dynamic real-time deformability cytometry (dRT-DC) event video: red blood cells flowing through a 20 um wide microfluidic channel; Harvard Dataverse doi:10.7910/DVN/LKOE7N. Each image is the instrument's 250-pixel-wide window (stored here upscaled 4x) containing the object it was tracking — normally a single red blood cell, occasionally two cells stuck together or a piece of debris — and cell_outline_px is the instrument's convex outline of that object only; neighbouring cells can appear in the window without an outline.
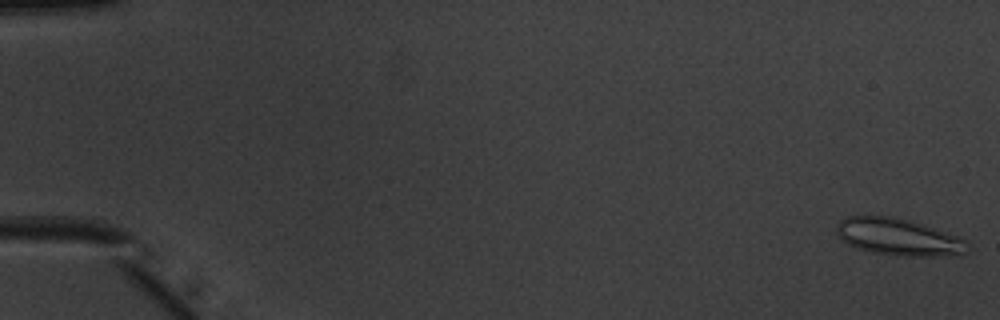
{"species": "common noctule bat (a hibernating species)", "species_latin": "Nyctalus noctula", "temperature_condition": "warm", "stored_images_in_passage": 15, "camera_frame_rate_fps": 3000, "um_per_image_px": 0.085, "animal": {"sex": "male", "body_mass_g": 20.1, "forearm_length_mm": 53.5}, "frame": {"image": 1, "passage_image": 1, "time_ms": 0.0, "image_size_px": [1000, 320], "cell_outline_px": [[964, 252], [960, 256], [896, 256], [872, 252], [856, 248], [848, 244], [836, 232], [836, 224], [840, 220], [848, 216], [892, 216], [908, 220], [956, 236], [964, 240]], "centroid_in_image_um": [76.3, 20.15], "position_along_channel_um": 8.7, "area_um2": 27.8}}
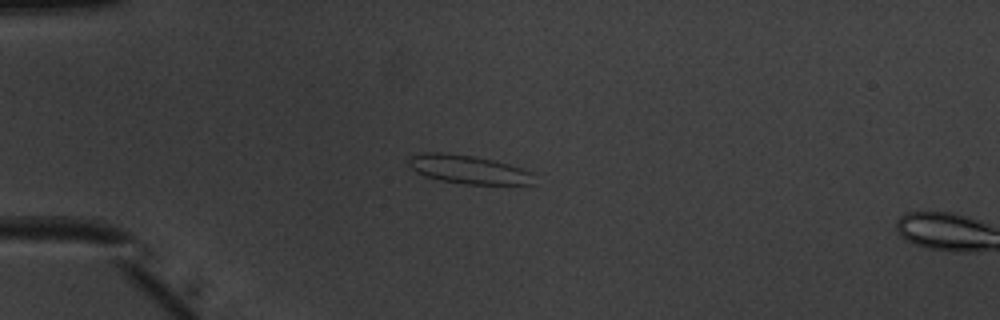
{"frame": {"image": 2, "passage_image": 14, "time_ms": 4.333, "image_size_px": [1000, 320], "cell_outline_px": [[532, 184], [464, 184], [424, 176], [416, 172], [408, 164], [408, 160], [412, 156], [424, 152], [440, 152], [472, 156], [492, 160], [508, 164], [532, 172]], "centroid_in_image_um": [39.77, 14.4], "position_along_channel_um": 45.2, "area_um2": 20.4}}